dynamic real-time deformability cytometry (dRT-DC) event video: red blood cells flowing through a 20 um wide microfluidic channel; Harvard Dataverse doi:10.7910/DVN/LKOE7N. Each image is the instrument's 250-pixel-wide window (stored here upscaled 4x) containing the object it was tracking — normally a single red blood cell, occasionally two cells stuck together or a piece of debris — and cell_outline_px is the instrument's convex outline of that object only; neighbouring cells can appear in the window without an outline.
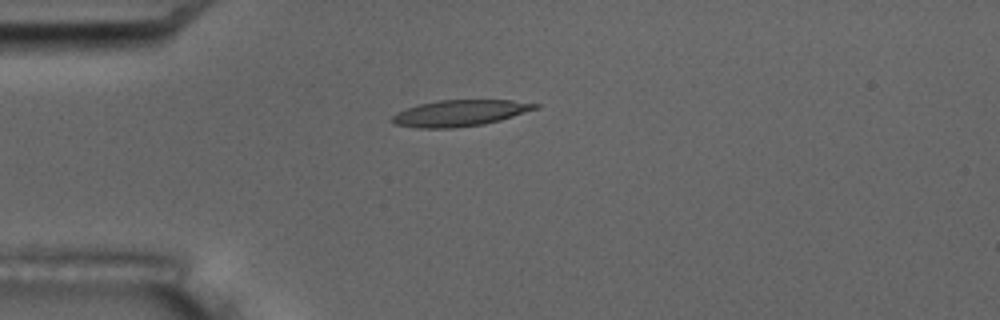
{"species": "common noctule bat (a hibernating species)", "species_latin": "Nyctalus noctula", "temperature_condition": "room temperature", "stored_images_in_passage": 6, "camera_frame_rate_fps": 3000, "um_per_image_px": 0.085, "animal": {"sex": "male", "body_mass_g": 17.5, "forearm_length_mm": 52.3}, "frame": {"image": 1, "passage_image": 6, "time_ms": 5.667, "image_size_px": [1000, 320], "cell_outline_px": [[540, 108], [500, 120], [484, 124], [452, 128], [416, 128], [392, 124], [388, 120], [396, 112], [420, 104], [436, 100], [512, 100], [540, 104]], "centroid_in_image_um": [39.06, 9.62], "position_along_channel_um": 45.9, "area_um2": 22.08}}